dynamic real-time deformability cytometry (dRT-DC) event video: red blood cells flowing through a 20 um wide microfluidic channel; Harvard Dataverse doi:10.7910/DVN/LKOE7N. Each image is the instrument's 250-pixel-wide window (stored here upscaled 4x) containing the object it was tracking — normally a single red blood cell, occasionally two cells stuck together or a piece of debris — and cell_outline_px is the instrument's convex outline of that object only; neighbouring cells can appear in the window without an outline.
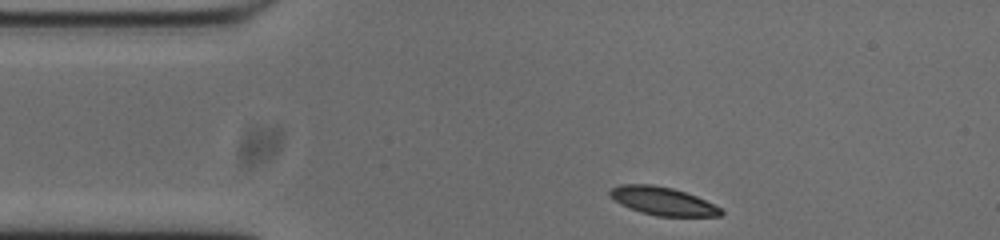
{"species": "common noctule bat (a hibernating species)", "species_latin": "Nyctalus noctula", "temperature_condition": "cold", "stored_images_in_passage": 45, "camera_frame_rate_fps": 3000, "um_per_image_px": 0.085, "animal": {"sex": "male", "body_mass_g": 20.0, "forearm_length_mm": 53.3}, "frame": {"image": 1, "passage_image": 1, "time_ms": 0.0, "image_size_px": [1000, 240], "cell_outline_px": [[724, 212], [720, 216], [656, 216], [640, 212], [628, 208], [620, 204], [608, 192], [612, 188], [620, 184], [652, 184], [672, 188], [696, 196], [720, 208]], "centroid_in_image_um": [56.31, 17.09], "position_along_channel_um": 28.7, "area_um2": 18.03}}
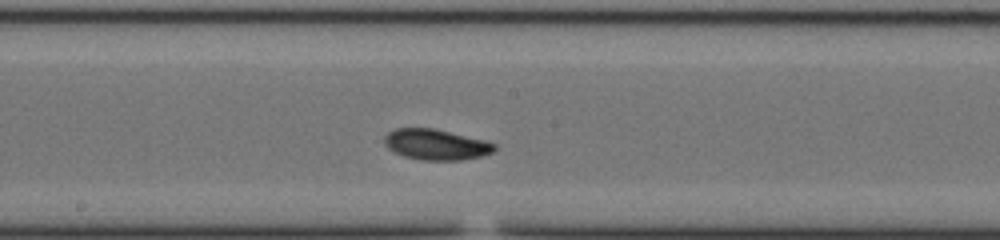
{"frame": {"image": 2, "passage_image": 19, "time_ms": 6.0, "image_size_px": [1000, 240], "cell_outline_px": [[496, 148], [492, 152], [480, 156], [460, 160], [420, 160], [404, 156], [388, 148], [384, 144], [384, 136], [388, 132], [396, 128], [436, 128], [488, 140], [496, 144]], "centroid_in_image_um": [37.08, 12.27], "position_along_channel_um": 211.1, "area_um2": 19.88}}
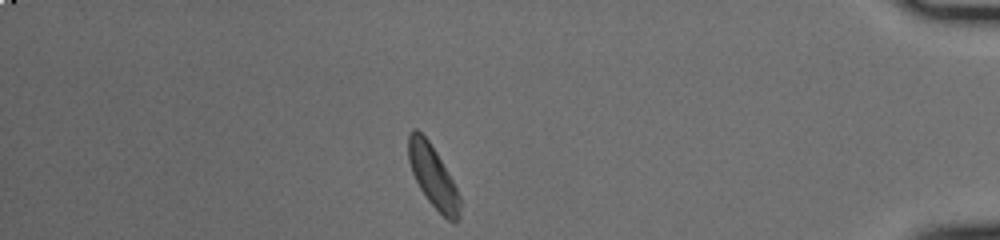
{"frame": {"image": 3, "passage_image": 38, "time_ms": 12.333, "image_size_px": [1000, 240], "cell_outline_px": [[460, 216], [456, 224], [452, 224], [428, 200], [420, 188], [412, 172], [408, 160], [408, 136], [412, 128], [416, 128], [428, 140], [436, 152], [452, 180], [460, 196]], "centroid_in_image_um": [36.81, 15.01], "position_along_channel_um": 398.4, "area_um2": 18.38}, "authors_computed_cell_mechanics": {"area_um2": 19.074, "velocity_mm_per_s": 3.7295, "shape_relaxation_time_tau1_ms": 2.3749, "shape_relaxation_time_tau2_ms": 5.0516, "deformation_change_tau1": 0.1198, "deformation_change_tau2": 0.1011}}